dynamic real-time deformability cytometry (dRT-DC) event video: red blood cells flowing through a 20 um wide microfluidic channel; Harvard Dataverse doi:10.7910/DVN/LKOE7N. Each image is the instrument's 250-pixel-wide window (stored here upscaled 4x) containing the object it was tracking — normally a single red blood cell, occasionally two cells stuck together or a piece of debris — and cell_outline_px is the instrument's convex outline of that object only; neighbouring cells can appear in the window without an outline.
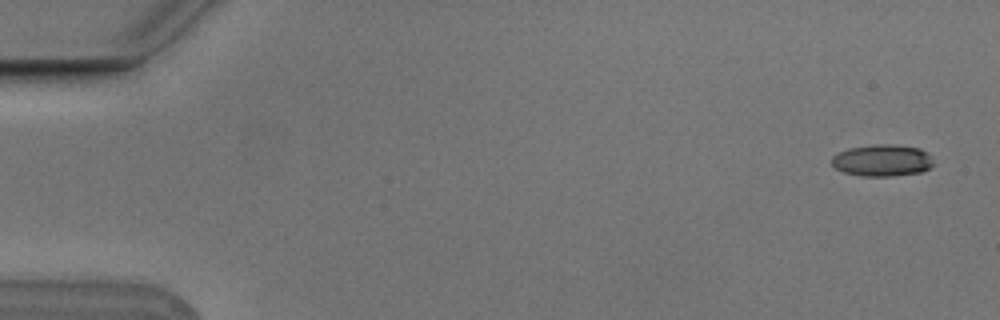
{"species": "Egyptian fruit bat (a non-hibernating species)", "species_latin": "Rousettus aegyptiacus", "temperature_condition": "cold", "stored_images_in_passage": 5, "camera_frame_rate_fps": 3000, "um_per_image_px": 0.085, "animal": {"sex": "male"}, "frame": {"image": 1, "passage_image": 1, "time_ms": 0.0, "image_size_px": [1000, 320], "cell_outline_px": [[936, 164], [920, 172], [892, 176], [860, 176], [844, 172], [836, 168], [832, 164], [832, 156], [848, 148], [876, 144], [892, 144], [920, 148], [928, 152], [932, 156]], "centroid_in_image_um": [75.04, 13.63], "position_along_channel_um": 10.0, "area_um2": 19.02}}
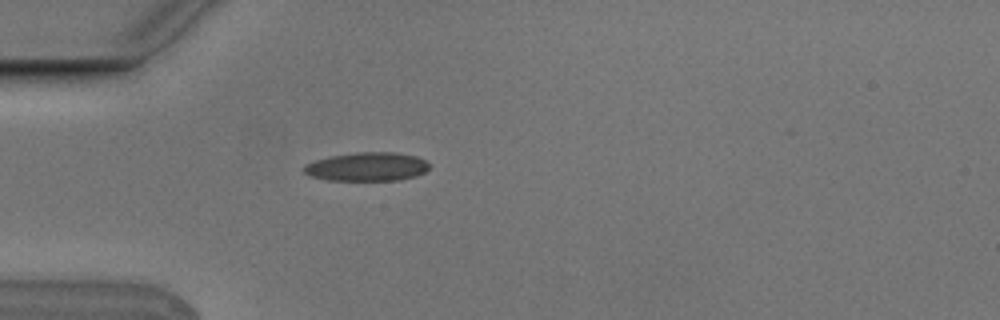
{"frame": {"image": 2, "passage_image": 5, "time_ms": 1.333, "image_size_px": [1000, 320], "cell_outline_px": [[432, 164], [424, 172], [416, 176], [400, 180], [328, 180], [312, 176], [304, 172], [300, 168], [304, 164], [316, 160], [332, 156], [356, 152], [396, 152], [416, 156]], "centroid_in_image_um": [31.21, 14.17], "position_along_channel_um": 53.8, "area_um2": 21.04}}